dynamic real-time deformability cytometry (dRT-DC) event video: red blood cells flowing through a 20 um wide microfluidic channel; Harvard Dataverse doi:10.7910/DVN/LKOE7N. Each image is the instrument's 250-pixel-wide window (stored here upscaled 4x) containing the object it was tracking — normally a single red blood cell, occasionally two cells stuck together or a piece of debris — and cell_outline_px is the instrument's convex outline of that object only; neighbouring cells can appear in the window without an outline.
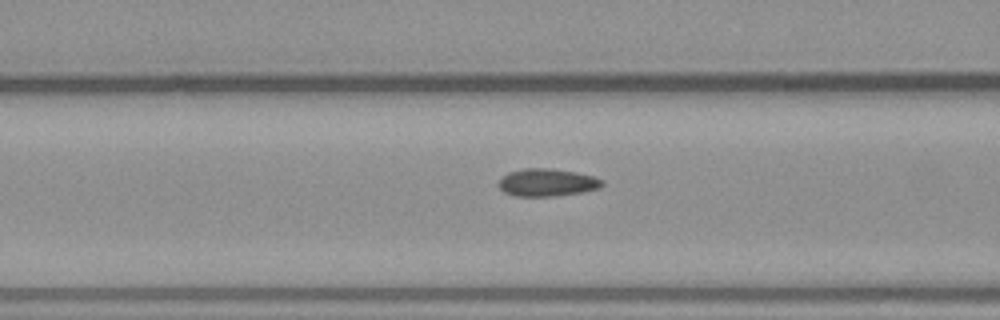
{"species": "common noctule bat (a hibernating species)", "species_latin": "Nyctalus noctula", "temperature_condition": "warm", "stored_images_in_passage": 16, "camera_frame_rate_fps": 3000, "um_per_image_px": 0.085, "animal": {"sex": "male", "body_mass_g": 23.1, "forearm_length_mm": 52.7}, "frame": {"image": 1, "passage_image": 14, "time_ms": 4.333, "image_size_px": [1000, 320], "cell_outline_px": [[604, 184], [600, 188], [580, 192], [552, 196], [516, 196], [504, 192], [500, 188], [500, 180], [508, 172], [524, 168], [548, 168], [576, 172], [592, 176], [604, 180]], "centroid_in_image_um": [46.52, 15.5], "position_along_channel_um": 120.1, "area_um2": 16.47}}